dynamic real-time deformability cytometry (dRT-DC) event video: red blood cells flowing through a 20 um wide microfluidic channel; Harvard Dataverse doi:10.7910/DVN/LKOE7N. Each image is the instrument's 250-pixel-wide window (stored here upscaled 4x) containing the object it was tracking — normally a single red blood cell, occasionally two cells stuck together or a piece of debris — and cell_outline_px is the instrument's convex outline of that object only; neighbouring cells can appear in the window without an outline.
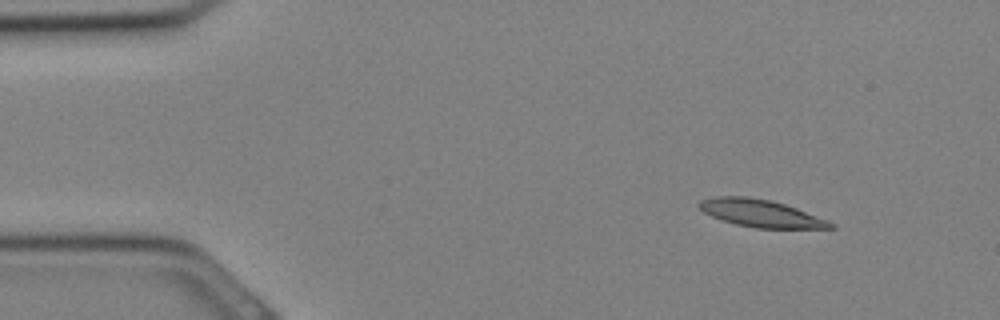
{"species": "Egyptian fruit bat (a non-hibernating species)", "species_latin": "Rousettus aegyptiacus", "temperature_condition": "cold", "stored_images_in_passage": 31, "camera_frame_rate_fps": 3000, "um_per_image_px": 0.085, "animal": {"sex": "female"}, "frame": {"image": 1, "passage_image": 3, "time_ms": 0.667, "image_size_px": [1000, 320], "cell_outline_px": [[836, 228], [756, 228], [736, 224], [712, 216], [704, 212], [696, 204], [700, 200], [716, 196], [748, 196], [772, 200], [796, 208], [828, 220], [836, 224]], "centroid_in_image_um": [64.67, 18.12], "position_along_channel_um": 20.3, "area_um2": 20.92}}
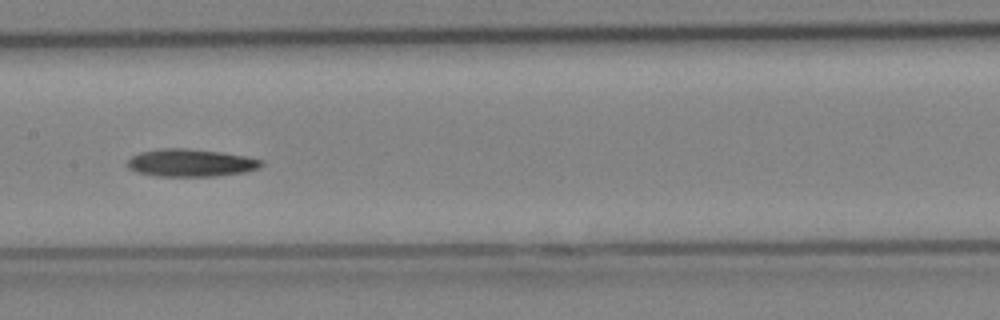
{"frame": {"image": 2, "passage_image": 15, "time_ms": 4.667, "image_size_px": [1000, 320], "cell_outline_px": [[264, 164], [260, 168], [244, 172], [216, 176], [156, 176], [136, 172], [128, 168], [128, 160], [132, 156], [140, 152], [160, 148], [188, 148], [220, 152], [248, 156], [264, 160]], "centroid_in_image_um": [16.24, 13.84], "position_along_channel_um": 191.2, "area_um2": 21.73}}
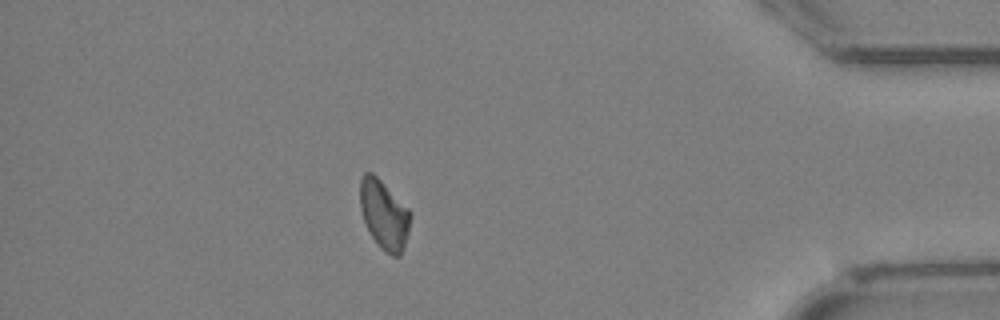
{"frame": {"image": 3, "passage_image": 27, "time_ms": 8.667, "image_size_px": [1000, 320], "cell_outline_px": [[412, 212], [408, 232], [400, 256], [392, 256], [384, 252], [380, 248], [372, 236], [364, 220], [360, 208], [360, 176], [364, 172], [372, 172]], "centroid_in_image_um": [32.64, 18.24], "position_along_channel_um": 402.6, "area_um2": 20.11}}